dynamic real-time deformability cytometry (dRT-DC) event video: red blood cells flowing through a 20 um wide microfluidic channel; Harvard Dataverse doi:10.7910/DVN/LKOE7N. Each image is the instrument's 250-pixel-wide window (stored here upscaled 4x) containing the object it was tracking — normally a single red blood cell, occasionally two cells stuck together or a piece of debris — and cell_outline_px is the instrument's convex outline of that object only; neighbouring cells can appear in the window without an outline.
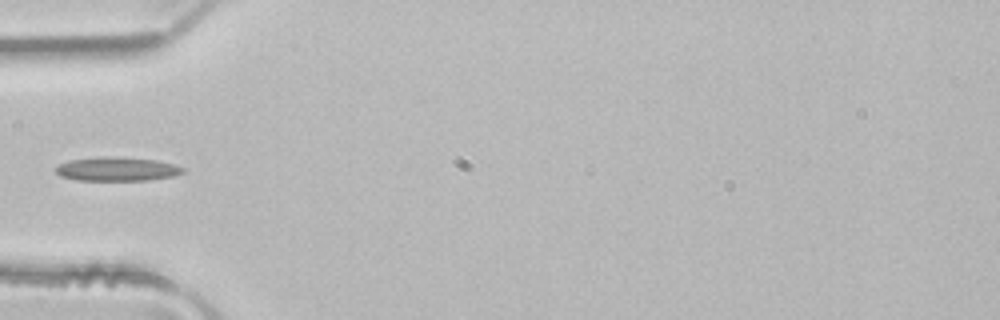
{"species": "common noctule bat (a hibernating species)", "species_latin": "Nyctalus noctula", "temperature_condition": "room temperature", "stored_images_in_passage": 5, "camera_frame_rate_fps": 3000, "um_per_image_px": 0.085, "animal": {"sex": "male", "body_mass_g": 21.5, "forearm_length_mm": 52.0}, "frame": {"image": 1, "passage_image": 5, "time_ms": 1.333, "image_size_px": [1000, 320], "cell_outline_px": [[188, 168], [184, 172], [172, 176], [148, 180], [76, 180], [60, 176], [56, 172], [56, 164], [72, 160], [100, 156], [112, 156], [156, 160]], "centroid_in_image_um": [9.94, 14.36], "position_along_channel_um": 75.1, "area_um2": 17.74}}